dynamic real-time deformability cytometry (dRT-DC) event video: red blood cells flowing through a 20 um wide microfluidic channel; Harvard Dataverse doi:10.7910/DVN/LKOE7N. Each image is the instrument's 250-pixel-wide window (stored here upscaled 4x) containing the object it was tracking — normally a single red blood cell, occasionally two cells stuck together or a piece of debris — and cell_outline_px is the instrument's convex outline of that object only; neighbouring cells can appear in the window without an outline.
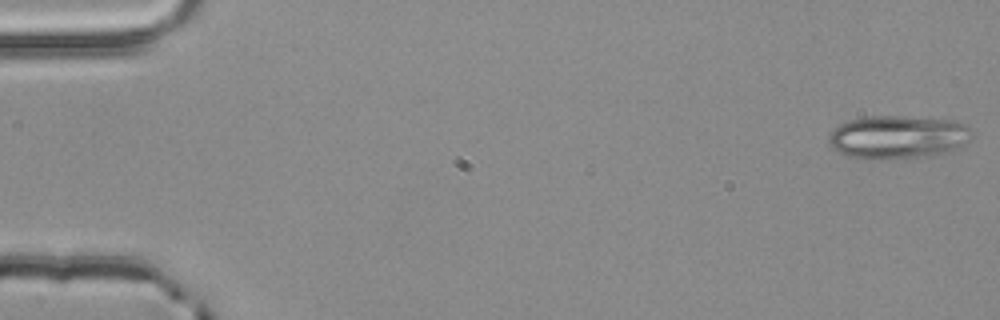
{"species": "common noctule bat (a hibernating species)", "species_latin": "Nyctalus noctula", "temperature_condition": "room temperature", "stored_images_in_passage": 54, "camera_frame_rate_fps": 3000, "um_per_image_px": 0.085, "animal": {"sex": "male", "body_mass_g": 20.4}, "frame": {"image": 1, "passage_image": 1, "time_ms": 0.0, "image_size_px": [1000, 320], "cell_outline_px": [[968, 140], [960, 148], [944, 152], [924, 156], [880, 160], [848, 156], [832, 148], [828, 140], [828, 136], [832, 128], [840, 124], [852, 120], [868, 116], [900, 116], [952, 120], [964, 124], [968, 128]], "centroid_in_image_um": [76.25, 11.65], "position_along_channel_um": 8.8, "area_um2": 35.72}}
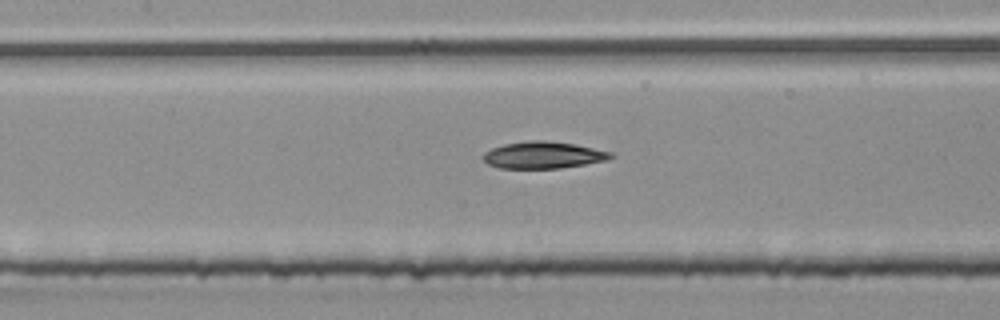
{"frame": {"image": 2, "passage_image": 25, "time_ms": 8.0, "image_size_px": [1000, 320], "cell_outline_px": [[616, 156], [608, 160], [560, 168], [500, 168], [488, 164], [480, 156], [484, 152], [492, 148], [504, 144], [528, 140], [548, 140], [576, 144], [612, 152]], "centroid_in_image_um": [46.18, 13.17], "position_along_channel_um": 161.2, "area_um2": 20.17}}
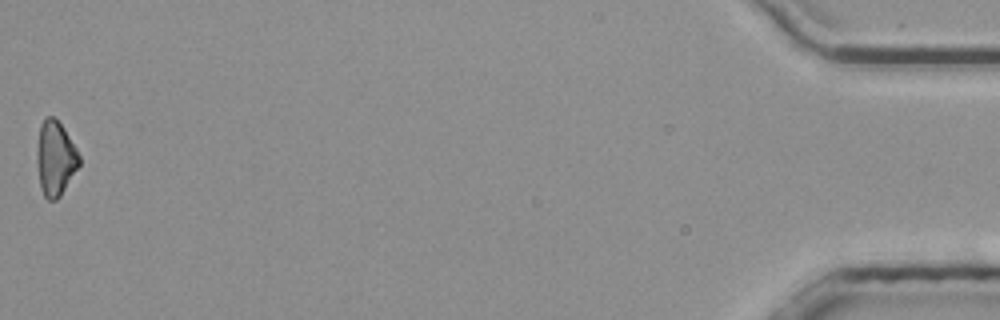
{"frame": {"image": 3, "passage_image": 54, "time_ms": 17.667, "image_size_px": [1000, 320], "cell_outline_px": [[80, 164], [60, 196], [56, 200], [48, 200], [44, 196], [40, 188], [36, 160], [36, 148], [40, 124], [44, 116], [52, 116], [64, 128], [76, 148], [80, 156]], "centroid_in_image_um": [4.68, 13.45], "position_along_channel_um": 430.5, "area_um2": 18.55}, "authors_computed_cell_mechanics": {"area_um2": 20.1722, "velocity_mm_per_s": 3.8495, "shape_relaxation_time_tau1_ms": 9.1081, "shape_relaxation_time_tau2_ms": null, "deformation_change_tau1": 0.2089, "deformation_change_tau2": null}}